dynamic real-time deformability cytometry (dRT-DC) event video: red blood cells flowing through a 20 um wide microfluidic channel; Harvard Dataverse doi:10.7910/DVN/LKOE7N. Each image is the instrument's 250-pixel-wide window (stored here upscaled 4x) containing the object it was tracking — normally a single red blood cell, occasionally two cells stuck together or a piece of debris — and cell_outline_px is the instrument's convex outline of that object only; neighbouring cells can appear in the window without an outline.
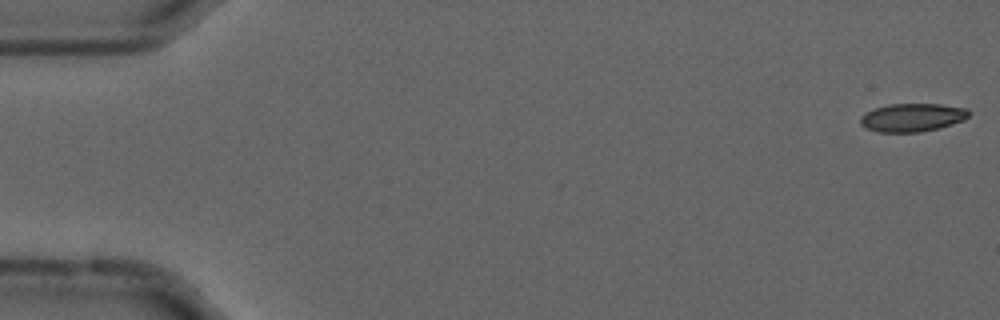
{"species": "common noctule bat (a hibernating species)", "species_latin": "Nyctalus noctula", "temperature_condition": "cold", "stored_images_in_passage": 16, "camera_frame_rate_fps": 3000, "um_per_image_px": 0.085, "animal": {"sex": "male", "forearm_length_mm": 52.5}, "frame": {"image": 1, "passage_image": 1, "time_ms": 0.0, "image_size_px": [1000, 320], "cell_outline_px": [[972, 112], [964, 120], [940, 128], [920, 132], [880, 132], [868, 128], [860, 124], [860, 116], [864, 112], [888, 104], [940, 104], [968, 108]], "centroid_in_image_um": [77.57, 9.98], "position_along_channel_um": 7.4, "area_um2": 17.98}}
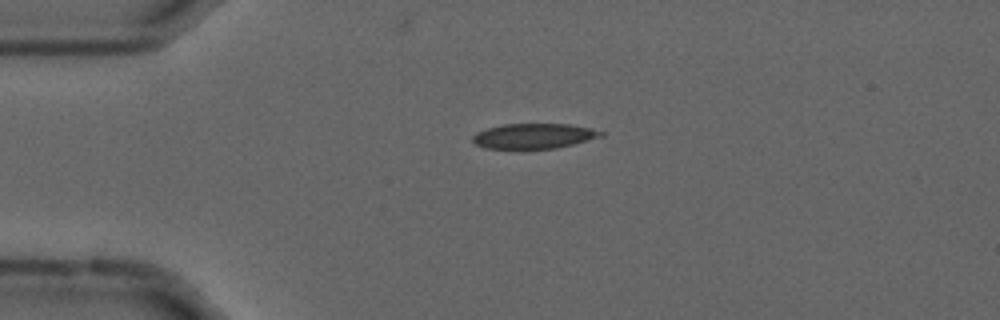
{"frame": {"image": 2, "passage_image": 13, "time_ms": 4.0, "image_size_px": [1000, 320], "cell_outline_px": [[604, 136], [556, 148], [484, 148], [476, 144], [472, 140], [472, 136], [476, 132], [488, 128], [504, 124], [568, 124], [592, 128], [604, 132]], "centroid_in_image_um": [45.39, 11.55], "position_along_channel_um": 39.6, "area_um2": 18.61}}